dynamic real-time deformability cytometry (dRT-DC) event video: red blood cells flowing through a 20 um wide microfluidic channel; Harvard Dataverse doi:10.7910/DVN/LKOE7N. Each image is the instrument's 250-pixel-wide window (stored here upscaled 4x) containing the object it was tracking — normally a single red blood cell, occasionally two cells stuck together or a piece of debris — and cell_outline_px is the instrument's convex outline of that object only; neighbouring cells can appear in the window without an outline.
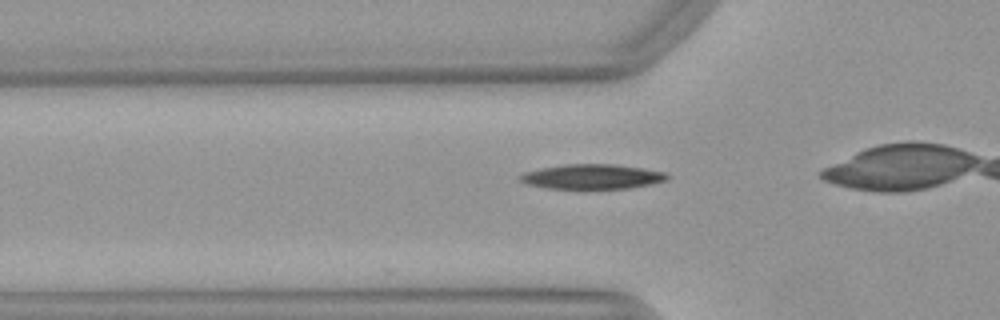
{"species": "Egyptian fruit bat (a non-hibernating species)", "species_latin": "Rousettus aegyptiacus", "temperature_condition": "warm", "stored_images_in_passage": 30, "camera_frame_rate_fps": 3000, "um_per_image_px": 0.085, "animal": {"sex": "female"}, "frame": {"image": 1, "passage_image": 5, "time_ms": 1.333, "image_size_px": [1000, 320], "cell_outline_px": [[668, 180], [652, 184], [628, 188], [544, 188], [524, 184], [516, 176], [524, 172], [540, 168], [564, 164], [616, 164], [644, 168], [664, 172], [668, 176]], "centroid_in_image_um": [50.29, 15.01], "position_along_channel_um": 75.5, "area_um2": 21.39}}
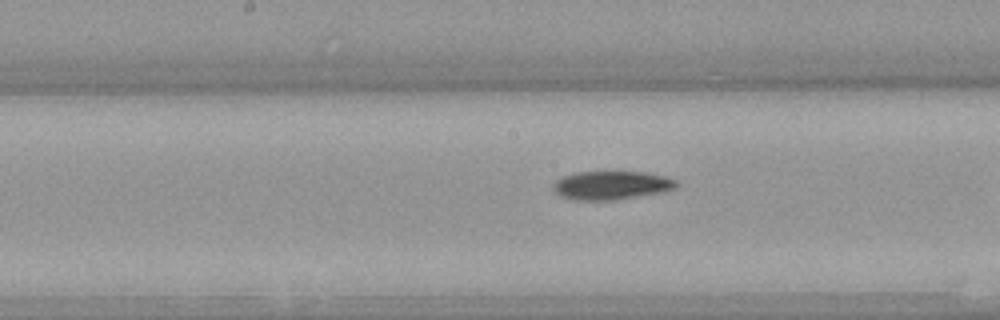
{"frame": {"image": 2, "passage_image": 14, "time_ms": 4.333, "image_size_px": [1000, 320], "cell_outline_px": [[680, 184], [676, 188], [660, 192], [612, 200], [576, 200], [560, 196], [552, 188], [552, 184], [556, 180], [564, 176], [576, 172], [644, 172], [664, 176], [676, 180]], "centroid_in_image_um": [51.95, 15.74], "position_along_channel_um": 196.2, "area_um2": 20.35}}
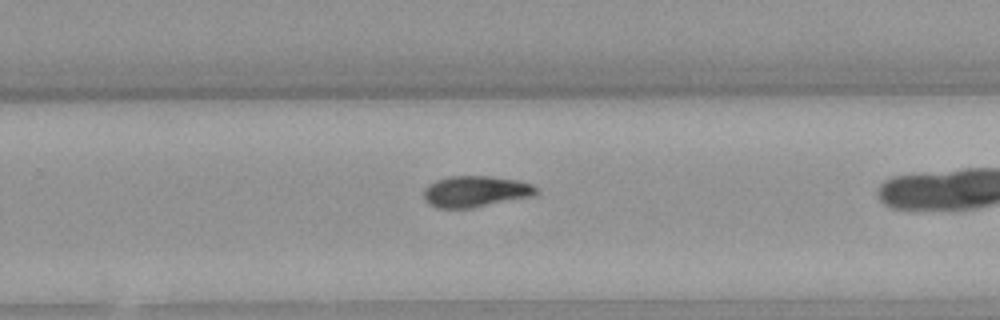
{"frame": {"image": 3, "passage_image": 21, "time_ms": 6.667, "image_size_px": [1000, 320], "cell_outline_px": [[540, 192], [532, 196], [472, 208], [436, 208], [428, 204], [424, 200], [424, 188], [428, 184], [436, 180], [448, 176], [488, 176], [516, 180], [532, 184]], "centroid_in_image_um": [40.38, 16.28], "position_along_channel_um": 289.4, "area_um2": 20.52}, "authors_computed_cell_mechanics": {"area_um2": 20.6635, "velocity_mm_per_s": 4.0165, "shape_relaxation_time_tau1_ms": 8.299, "shape_relaxation_time_tau2_ms": 5.5181, "deformation_change_tau1": 0.2636, "deformation_change_tau2": 0.1129}}